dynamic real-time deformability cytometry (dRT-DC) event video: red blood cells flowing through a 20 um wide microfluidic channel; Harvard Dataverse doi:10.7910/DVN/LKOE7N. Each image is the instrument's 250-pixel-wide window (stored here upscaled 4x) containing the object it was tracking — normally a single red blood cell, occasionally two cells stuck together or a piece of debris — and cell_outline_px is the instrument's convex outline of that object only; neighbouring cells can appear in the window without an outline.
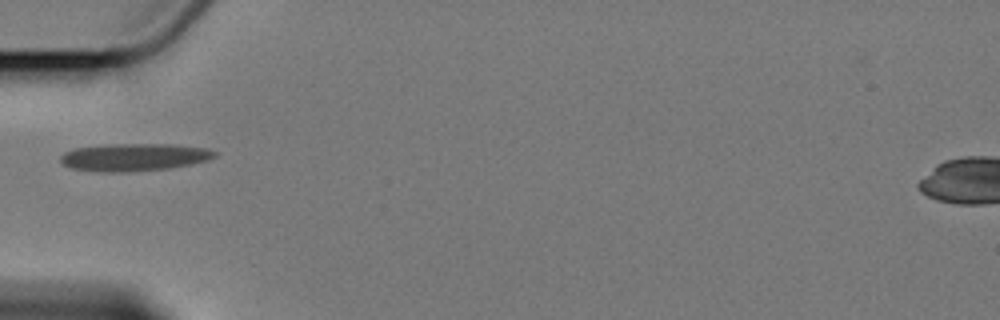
{"species": "Egyptian fruit bat (a non-hibernating species)", "species_latin": "Rousettus aegyptiacus", "temperature_condition": "cold", "stored_images_in_passage": 1, "camera_frame_rate_fps": 3000, "um_per_image_px": 0.085, "animal": {"sex": "female"}, "frame": {"image": 1, "passage_image": 1, "time_ms": 0.0, "image_size_px": [1000, 320], "cell_outline_px": [[216, 156], [208, 160], [192, 164], [168, 168], [128, 172], [100, 172], [72, 168], [64, 164], [60, 160], [60, 156], [64, 152], [76, 148], [104, 144], [176, 144], [208, 148], [216, 152]], "centroid_in_image_um": [11.42, 13.35], "position_along_channel_um": 73.6, "area_um2": 24.91}}